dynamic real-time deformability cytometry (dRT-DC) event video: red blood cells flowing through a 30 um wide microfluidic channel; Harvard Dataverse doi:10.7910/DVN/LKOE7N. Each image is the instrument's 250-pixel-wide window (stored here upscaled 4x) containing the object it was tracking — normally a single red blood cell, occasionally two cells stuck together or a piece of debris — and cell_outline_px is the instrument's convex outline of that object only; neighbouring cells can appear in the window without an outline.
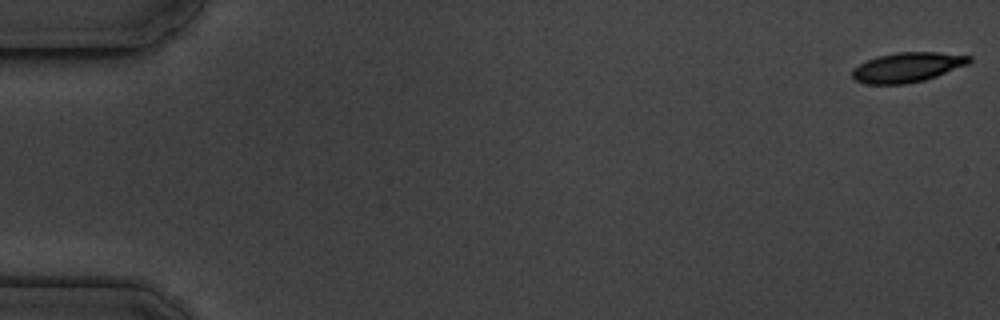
{"species": "common noctule bat (a hibernating species)", "species_latin": "Nyctalus noctula", "temperature_condition": "cold", "stored_images_in_passage": 17, "camera_frame_rate_fps": 3000, "um_per_image_px": 0.085, "animal": {"sex": "male", "body_mass_g": 19.5, "forearm_length_mm": 54.6}, "frame": {"image": 1, "passage_image": 1, "time_ms": 0.0, "image_size_px": [1000, 320], "cell_outline_px": [[972, 60], [968, 64], [936, 76], [924, 80], [904, 84], [868, 84], [856, 80], [852, 76], [852, 68], [876, 56], [896, 52], [940, 52], [972, 56]], "centroid_in_image_um": [77.13, 5.71], "position_along_channel_um": 7.9, "area_um2": 20.23}}
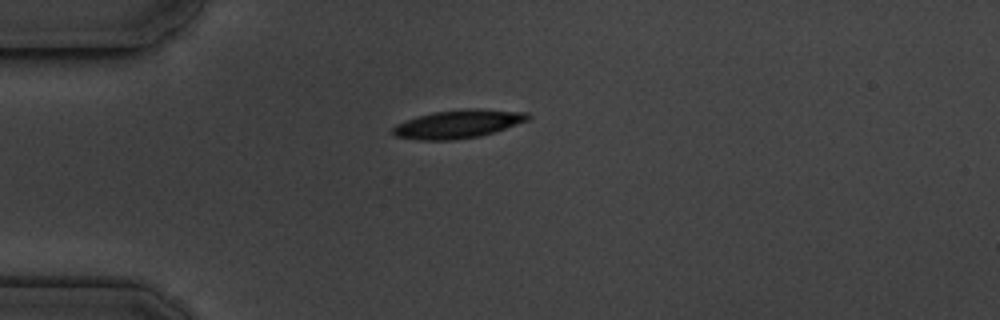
{"frame": {"image": 2, "passage_image": 5, "time_ms": 4.667, "image_size_px": [1000, 320], "cell_outline_px": [[532, 116], [528, 120], [480, 136], [452, 140], [416, 140], [396, 136], [392, 132], [392, 128], [396, 124], [404, 120], [432, 112], [468, 108], [480, 108], [528, 112]], "centroid_in_image_um": [38.92, 10.53], "position_along_channel_um": 46.1, "area_um2": 22.37}}
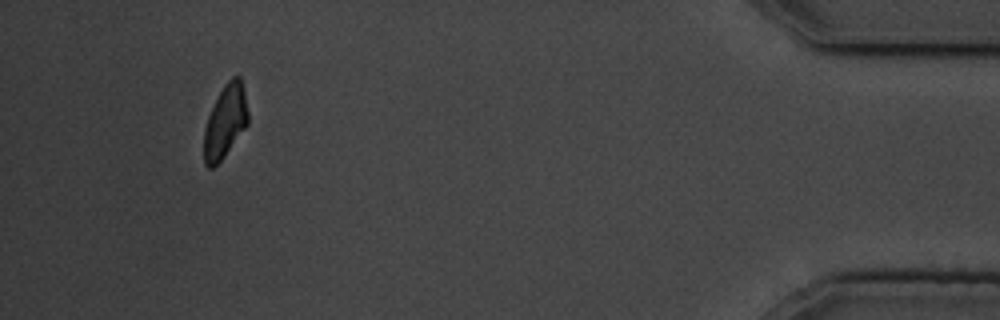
{"frame": {"image": 3, "passage_image": 16, "time_ms": 17.333, "image_size_px": [1000, 320], "cell_outline_px": [[248, 124], [224, 156], [212, 168], [208, 168], [204, 164], [204, 128], [208, 116], [224, 84], [232, 76], [240, 76], [244, 92], [248, 112]], "centroid_in_image_um": [19.14, 10.33], "position_along_channel_um": 416.1, "area_um2": 18.5}, "authors_computed_cell_mechanics": {"area_um2": 20.9236, "velocity_mm_per_s": 3.5735, "shape_relaxation_time_tau1_ms": 2.4396, "shape_relaxation_time_tau2_ms": 6.4206, "deformation_change_tau1": 0.0853, "deformation_change_tau2": 0.0976}}